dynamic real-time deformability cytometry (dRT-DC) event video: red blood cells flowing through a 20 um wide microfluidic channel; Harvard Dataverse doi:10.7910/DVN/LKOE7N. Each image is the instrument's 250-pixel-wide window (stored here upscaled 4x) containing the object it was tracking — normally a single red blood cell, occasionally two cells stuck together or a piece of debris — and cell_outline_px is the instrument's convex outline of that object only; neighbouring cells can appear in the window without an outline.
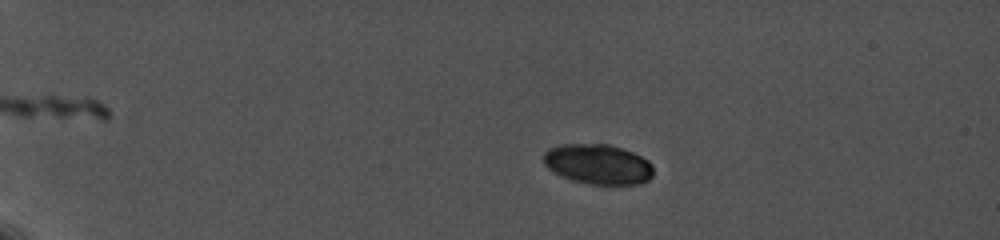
{"species": "common noctule bat (a hibernating species)", "species_latin": "Nyctalus noctula", "temperature_condition": "cold", "stored_images_in_passage": 22, "camera_frame_rate_fps": 5000, "um_per_image_px": 0.085, "animal": {"sex": "female", "body_mass_g": 19.0, "forearm_length_mm": 56.7}, "frame": {"image": 1, "passage_image": 11, "time_ms": 3.4, "image_size_px": [1000, 240], "cell_outline_px": [[652, 176], [648, 180], [640, 184], [592, 184], [572, 180], [560, 176], [548, 168], [544, 164], [544, 152], [548, 148], [560, 144], [608, 144], [632, 152], [648, 160], [652, 164]], "centroid_in_image_um": [50.81, 13.95], "position_along_channel_um": 34.2, "area_um2": 25.61}}